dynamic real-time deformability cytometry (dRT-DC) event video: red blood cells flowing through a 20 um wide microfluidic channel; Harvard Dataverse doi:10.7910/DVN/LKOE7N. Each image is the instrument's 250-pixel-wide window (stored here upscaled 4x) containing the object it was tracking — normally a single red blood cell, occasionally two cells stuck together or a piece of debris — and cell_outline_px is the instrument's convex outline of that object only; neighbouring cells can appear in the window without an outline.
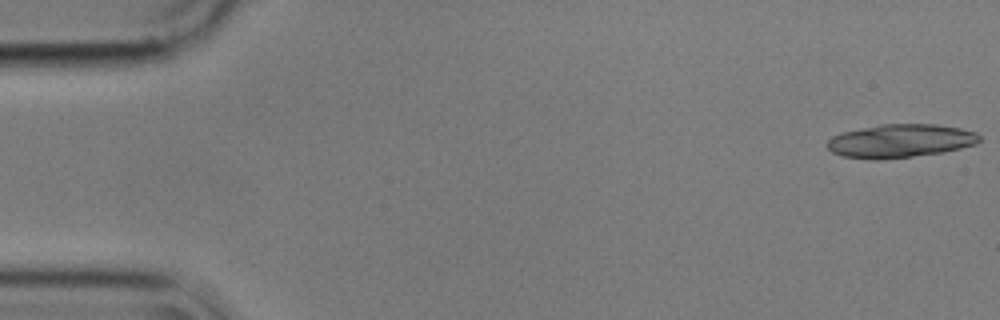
{"species": "common noctule bat (a hibernating species)", "species_latin": "Nyctalus noctula", "temperature_condition": "cold", "stored_images_in_passage": 15, "camera_frame_rate_fps": 3000, "um_per_image_px": 0.085, "animal": {"sex": "male", "body_mass_g": 17.9}, "frame": {"image": 1, "passage_image": 1, "time_ms": 0.0, "image_size_px": [1000, 320], "cell_outline_px": [[980, 140], [976, 144], [944, 152], [912, 156], [876, 160], [844, 156], [832, 152], [824, 144], [832, 136], [840, 132], [884, 124], [936, 124], [960, 128], [976, 132], [980, 136]], "centroid_in_image_um": [76.51, 11.97], "position_along_channel_um": 8.5, "area_um2": 29.59}}